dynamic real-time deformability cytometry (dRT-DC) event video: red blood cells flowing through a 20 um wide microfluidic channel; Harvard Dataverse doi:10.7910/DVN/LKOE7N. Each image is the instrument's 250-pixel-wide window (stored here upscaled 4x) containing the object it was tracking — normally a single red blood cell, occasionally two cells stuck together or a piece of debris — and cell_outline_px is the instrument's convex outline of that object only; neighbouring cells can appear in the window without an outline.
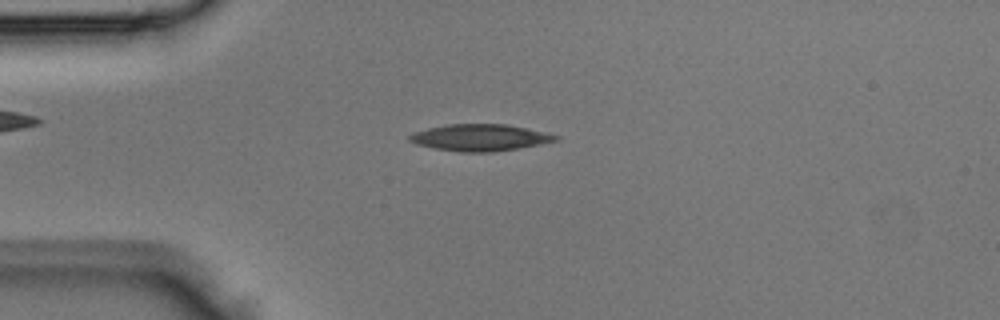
{"species": "Egyptian fruit bat (a non-hibernating species)", "species_latin": "Rousettus aegyptiacus", "temperature_condition": "room temperature", "stored_images_in_passage": 42, "camera_frame_rate_fps": 3000, "um_per_image_px": 0.085, "animal": {"sex": "male"}, "frame": {"image": 1, "passage_image": 10, "time_ms": 3.0, "image_size_px": [1000, 320], "cell_outline_px": [[560, 140], [520, 148], [492, 152], [460, 152], [432, 148], [416, 144], [408, 140], [408, 136], [412, 132], [428, 128], [448, 124], [508, 124], [544, 132], [560, 136]], "centroid_in_image_um": [40.79, 11.7], "position_along_channel_um": 44.2, "area_um2": 22.89}}
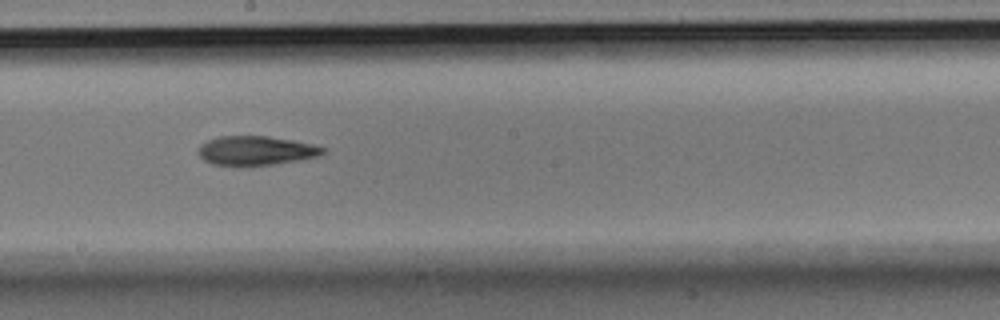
{"frame": {"image": 2, "passage_image": 23, "time_ms": 7.333, "image_size_px": [1000, 320], "cell_outline_px": [[328, 148], [324, 152], [316, 156], [296, 160], [272, 164], [212, 164], [204, 160], [196, 152], [200, 144], [208, 140], [220, 136], [268, 136], [292, 140], [312, 144]], "centroid_in_image_um": [21.73, 12.77], "position_along_channel_um": 226.5, "area_um2": 20.69}}
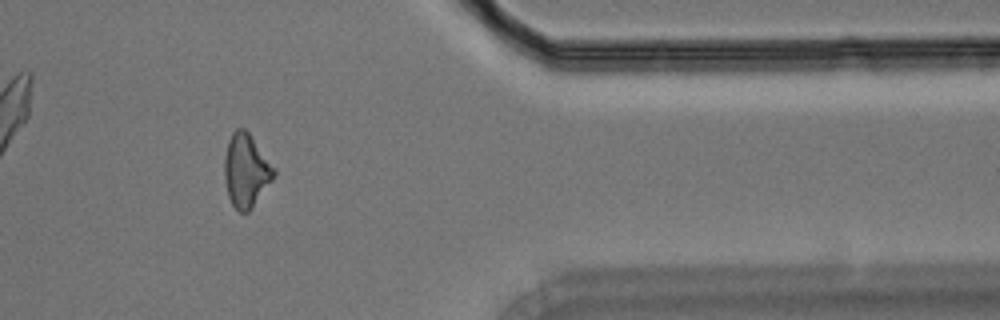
{"frame": {"image": 3, "passage_image": 35, "time_ms": 11.333, "image_size_px": [1000, 320], "cell_outline_px": [[276, 176], [248, 212], [240, 212], [232, 204], [228, 196], [224, 176], [224, 156], [228, 140], [232, 132], [236, 128], [244, 128], [252, 136], [276, 168]], "centroid_in_image_um": [20.93, 14.46], "position_along_channel_um": 390.5, "area_um2": 21.33}}